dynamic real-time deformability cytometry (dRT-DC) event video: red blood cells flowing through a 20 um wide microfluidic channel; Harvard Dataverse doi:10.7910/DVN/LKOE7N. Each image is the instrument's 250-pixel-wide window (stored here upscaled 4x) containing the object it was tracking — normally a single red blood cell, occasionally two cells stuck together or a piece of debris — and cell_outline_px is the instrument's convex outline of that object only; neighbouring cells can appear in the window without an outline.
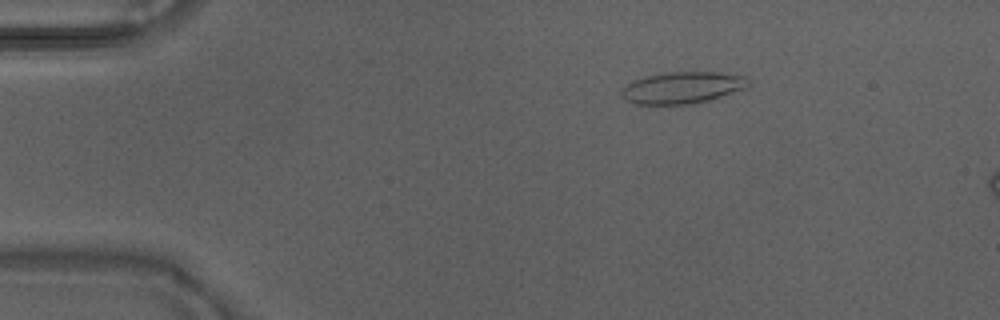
{"species": "Egyptian fruit bat (a non-hibernating species)", "species_latin": "Rousettus aegyptiacus", "temperature_condition": "warm", "stored_images_in_passage": 19, "camera_frame_rate_fps": 3000, "um_per_image_px": 0.085, "animal": {"sex": "male"}, "frame": {"image": 1, "passage_image": 3, "time_ms": 0.667, "image_size_px": [1000, 320], "cell_outline_px": [[748, 88], [708, 100], [692, 104], [636, 104], [624, 100], [620, 96], [620, 88], [632, 80], [644, 76], [664, 72], [716, 72], [744, 76], [748, 84]], "centroid_in_image_um": [57.92, 7.45], "position_along_channel_um": 27.1, "area_um2": 23.64}}
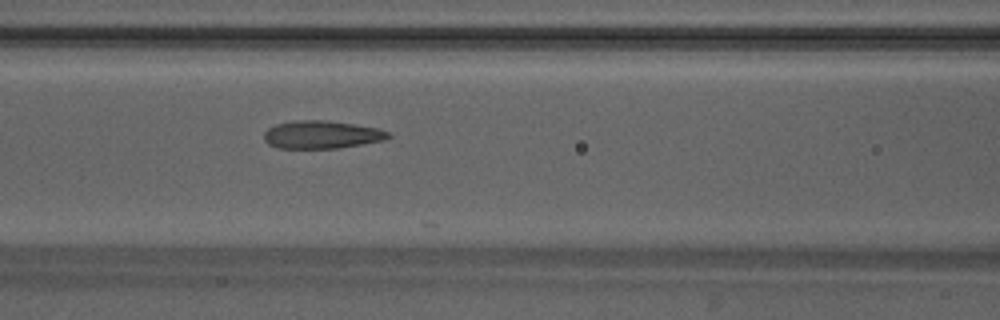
{"frame": {"image": 2, "passage_image": 16, "time_ms": 5.0, "image_size_px": [1000, 320], "cell_outline_px": [[392, 136], [384, 140], [336, 148], [276, 148], [268, 144], [264, 140], [264, 132], [268, 128], [276, 124], [292, 120], [328, 120], [376, 128], [388, 132]], "centroid_in_image_um": [27.28, 11.44], "position_along_channel_um": 139.3, "area_um2": 20.11}}